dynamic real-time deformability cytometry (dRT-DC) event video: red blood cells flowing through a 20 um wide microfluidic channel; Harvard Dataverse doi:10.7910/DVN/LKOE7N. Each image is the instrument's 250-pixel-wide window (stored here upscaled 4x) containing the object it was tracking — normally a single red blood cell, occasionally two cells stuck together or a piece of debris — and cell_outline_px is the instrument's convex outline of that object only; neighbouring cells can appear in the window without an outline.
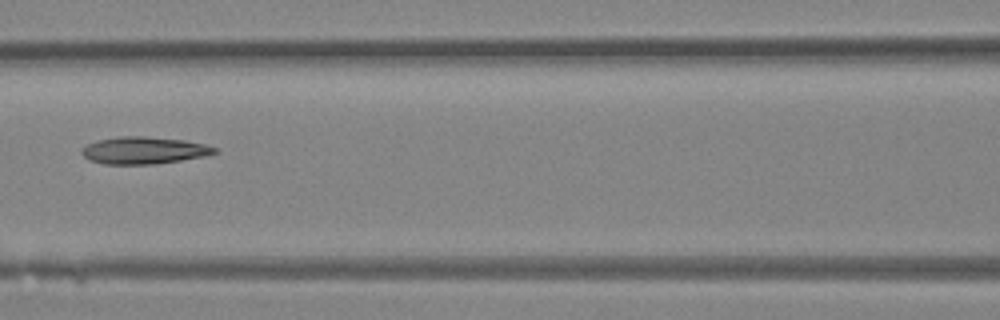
{"species": "Egyptian fruit bat (a non-hibernating species)", "species_latin": "Rousettus aegyptiacus", "temperature_condition": "room temperature", "stored_images_in_passage": 5, "camera_frame_rate_fps": 3000, "um_per_image_px": 0.085, "animal": {"sex": "female"}, "frame": {"image": 1, "passage_image": 5, "time_ms": 1.333, "image_size_px": [1000, 320], "cell_outline_px": [[220, 152], [208, 156], [156, 164], [104, 164], [88, 160], [80, 152], [80, 148], [96, 140], [120, 136], [144, 136], [184, 140], [204, 144], [216, 148]], "centroid_in_image_um": [12.23, 12.78], "position_along_channel_um": 154.4, "area_um2": 21.27}}